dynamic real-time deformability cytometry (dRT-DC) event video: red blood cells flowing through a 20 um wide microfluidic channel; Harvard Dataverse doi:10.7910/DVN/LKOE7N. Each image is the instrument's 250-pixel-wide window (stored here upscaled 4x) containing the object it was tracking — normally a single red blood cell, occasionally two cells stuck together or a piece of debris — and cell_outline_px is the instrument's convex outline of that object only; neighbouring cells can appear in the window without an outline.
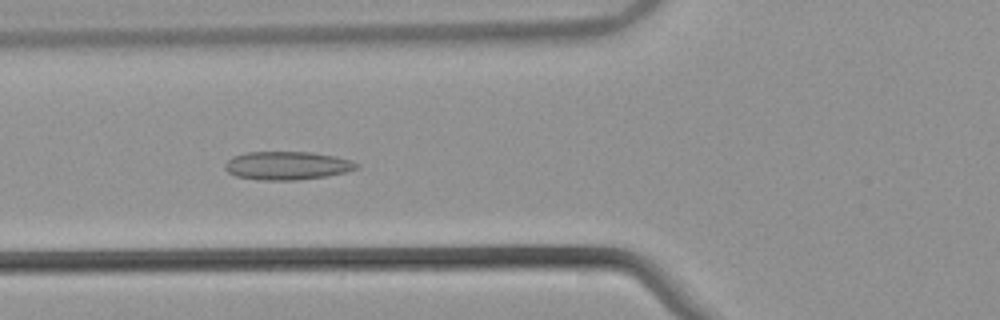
{"species": "common noctule bat (a hibernating species)", "species_latin": "Nyctalus noctula", "temperature_condition": "warm", "stored_images_in_passage": 54, "camera_frame_rate_fps": 3000, "um_per_image_px": 0.085, "animal": {"sex": "male", "body_mass_g": 21.5, "forearm_length_mm": 52.0}, "frame": {"image": 1, "passage_image": 21, "time_ms": 6.667, "image_size_px": [1000, 320], "cell_outline_px": [[360, 168], [328, 176], [296, 180], [260, 180], [236, 176], [228, 172], [224, 168], [224, 164], [232, 156], [248, 152], [312, 152], [336, 156], [352, 160], [360, 164]], "centroid_in_image_um": [24.43, 14.07], "position_along_channel_um": 101.4, "area_um2": 21.91}}
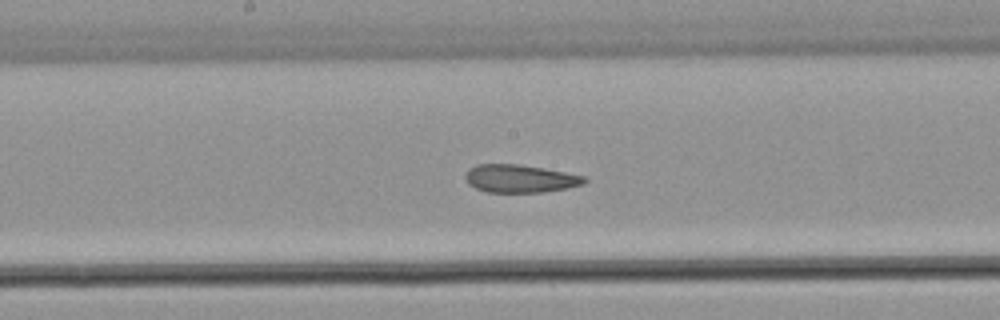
{"frame": {"image": 2, "passage_image": 29, "time_ms": 9.333, "image_size_px": [1000, 320], "cell_outline_px": [[588, 180], [584, 184], [564, 188], [540, 192], [484, 192], [468, 184], [464, 176], [468, 168], [476, 164], [520, 164], [564, 172], [584, 176]], "centroid_in_image_um": [44.14, 15.17], "position_along_channel_um": 204.1, "area_um2": 19.31}}
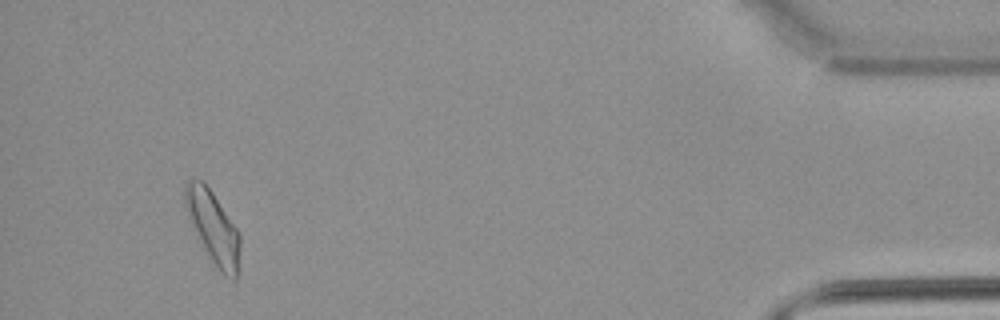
{"frame": {"image": 3, "passage_image": 51, "time_ms": 16.667, "image_size_px": [1000, 320], "cell_outline_px": [[240, 248], [236, 280], [232, 280], [224, 276], [212, 264], [188, 220], [184, 204], [184, 184], [188, 180], [204, 180], [240, 232]], "centroid_in_image_um": [18.09, 19.33], "position_along_channel_um": 417.1, "area_um2": 23.64}, "authors_computed_cell_mechanics": {"area_um2": 21.4727, "velocity_mm_per_s": 3.8399, "shape_relaxation_time_tau1_ms": null, "shape_relaxation_time_tau2_ms": 2.9589, "deformation_change_tau1": null, "deformation_change_tau2": 0.1078}}